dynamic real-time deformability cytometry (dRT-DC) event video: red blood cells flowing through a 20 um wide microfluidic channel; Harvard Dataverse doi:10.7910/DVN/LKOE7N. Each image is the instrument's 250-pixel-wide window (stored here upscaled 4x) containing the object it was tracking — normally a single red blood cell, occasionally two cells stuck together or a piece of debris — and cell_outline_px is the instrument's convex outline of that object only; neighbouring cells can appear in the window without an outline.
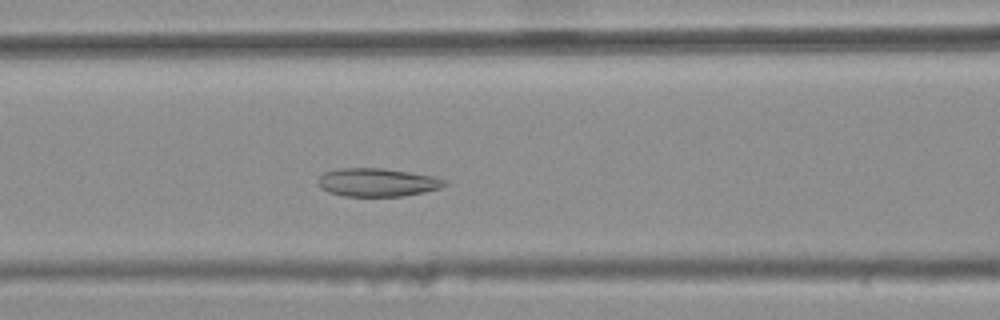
{"species": "common noctule bat (a hibernating species)", "species_latin": "Nyctalus noctula", "temperature_condition": "warm", "stored_images_in_passage": 42, "camera_frame_rate_fps": 3000, "um_per_image_px": 0.085, "animal": {"sex": "female", "body_mass_g": 25.1}, "frame": {"image": 1, "passage_image": 19, "time_ms": 6.0, "image_size_px": [1000, 320], "cell_outline_px": [[444, 184], [440, 188], [424, 192], [404, 196], [344, 196], [328, 192], [320, 188], [316, 184], [316, 180], [324, 172], [340, 168], [384, 168], [432, 176], [444, 180]], "centroid_in_image_um": [31.98, 15.5], "position_along_channel_um": 134.6, "area_um2": 20.81}}
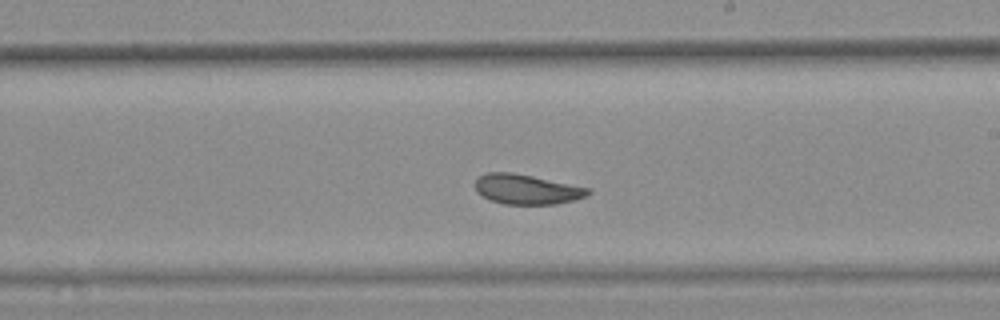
{"frame": {"image": 2, "passage_image": 28, "time_ms": 9.0, "image_size_px": [1000, 320], "cell_outline_px": [[592, 192], [584, 196], [572, 200], [556, 204], [504, 204], [492, 200], [484, 196], [476, 188], [476, 180], [484, 172], [512, 172], [532, 176], [588, 188]], "centroid_in_image_um": [44.75, 16.08], "position_along_channel_um": 244.2, "area_um2": 19.19}}
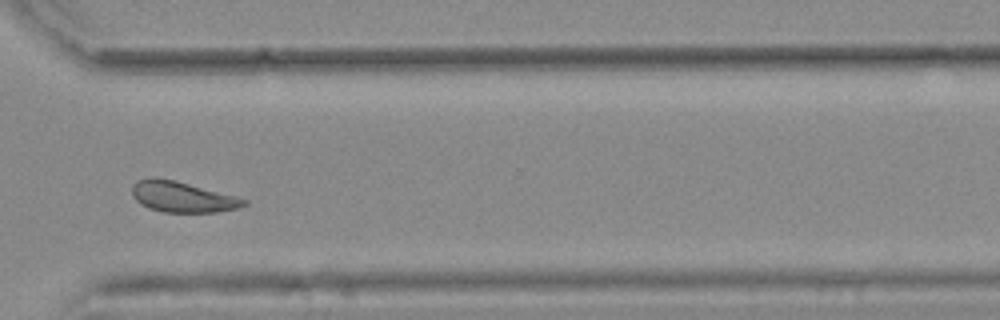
{"frame": {"image": 3, "passage_image": 37, "time_ms": 12.0, "image_size_px": [1000, 320], "cell_outline_px": [[248, 204], [240, 208], [216, 212], [164, 212], [148, 208], [140, 204], [132, 196], [132, 184], [136, 180], [148, 176], [156, 176], [176, 180], [248, 200]], "centroid_in_image_um": [15.44, 16.71], "position_along_channel_um": 355.2, "area_um2": 20.29}, "authors_computed_cell_mechanics": {"area_um2": 20.4901, "velocity_mm_per_s": 3.6676, "shape_relaxation_time_tau1_ms": null, "shape_relaxation_time_tau2_ms": 3.1902, "deformation_change_tau1": null, "deformation_change_tau2": 0.0833}}